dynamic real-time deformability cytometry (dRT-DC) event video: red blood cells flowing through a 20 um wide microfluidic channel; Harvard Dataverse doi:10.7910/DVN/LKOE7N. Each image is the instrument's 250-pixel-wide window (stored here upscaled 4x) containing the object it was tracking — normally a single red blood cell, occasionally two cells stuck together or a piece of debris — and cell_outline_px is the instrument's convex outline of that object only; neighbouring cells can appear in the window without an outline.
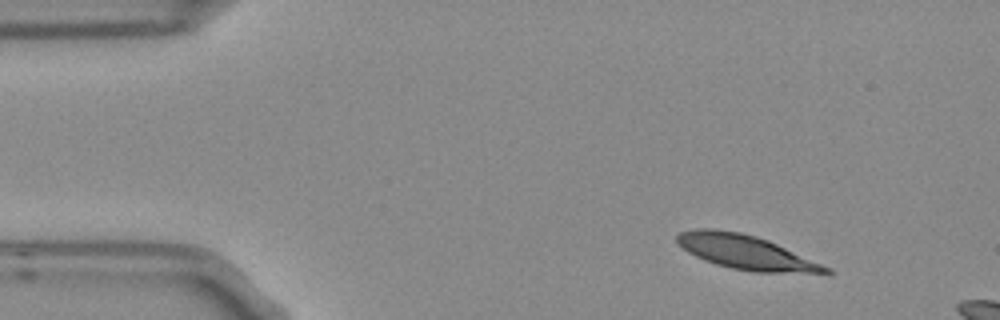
{"species": "Egyptian fruit bat (a non-hibernating species)", "species_latin": "Rousettus aegyptiacus", "temperature_condition": "room temperature", "stored_images_in_passage": 4, "camera_frame_rate_fps": 3000, "um_per_image_px": 0.085, "frame": {"image": 1, "passage_image": 1, "time_ms": 0.0, "image_size_px": [1000, 320], "cell_outline_px": [[832, 272], [752, 272], [732, 268], [716, 264], [704, 260], [688, 252], [676, 240], [676, 236], [680, 232], [696, 228], [712, 228], [740, 232], [756, 236], [768, 240], [832, 268]], "centroid_in_image_um": [63.36, 21.42], "position_along_channel_um": 21.6, "area_um2": 29.25}}